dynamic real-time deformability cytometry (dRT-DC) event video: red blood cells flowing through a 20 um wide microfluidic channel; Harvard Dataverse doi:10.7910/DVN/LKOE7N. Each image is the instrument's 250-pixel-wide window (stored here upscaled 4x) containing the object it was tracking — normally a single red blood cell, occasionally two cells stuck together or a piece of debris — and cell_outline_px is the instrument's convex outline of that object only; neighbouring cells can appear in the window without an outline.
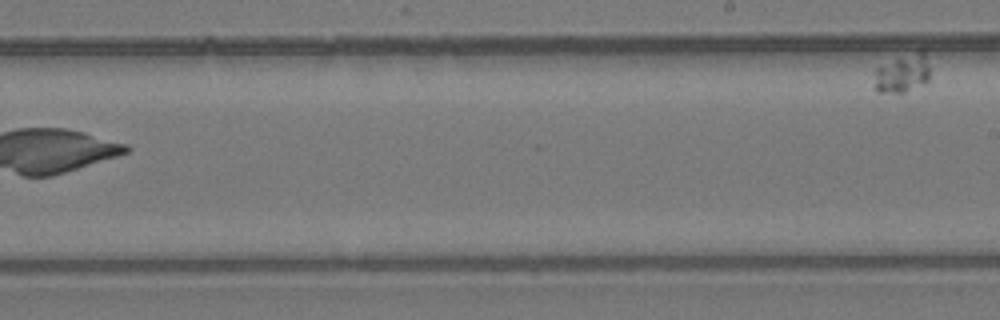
{"species": "common noctule bat (a hibernating species)", "species_latin": "Nyctalus noctula", "temperature_condition": "room temperature", "stored_images_in_passage": 10, "segment_of_instrument_passage": [2, 2], "camera_frame_rate_fps": 3000, "um_per_image_px": 0.085, "animal": {"sex": "female", "body_mass_g": 24.6, "forearm_length_mm": 56.2}, "frame": {"image": 1, "passage_image": 10, "time_ms": 11.333, "image_size_px": [1000, 320], "cell_outline_px": [[928, 80], [924, 84], [904, 92], [876, 92], [876, 68], [920, 44], [924, 48], [928, 68]], "centroid_in_image_um": [76.78, 6.12], "position_along_channel_um": 212.2, "area_um2": 12.89}}